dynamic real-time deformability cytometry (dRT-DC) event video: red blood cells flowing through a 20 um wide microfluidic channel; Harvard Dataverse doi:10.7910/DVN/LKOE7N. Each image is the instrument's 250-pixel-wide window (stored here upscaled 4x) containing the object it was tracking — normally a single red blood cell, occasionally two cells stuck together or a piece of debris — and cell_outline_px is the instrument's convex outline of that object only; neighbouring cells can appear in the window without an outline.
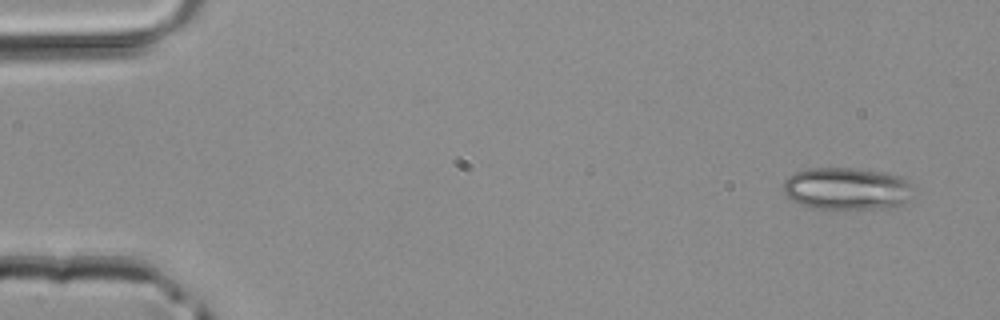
{"species": "common noctule bat (a hibernating species)", "species_latin": "Nyctalus noctula", "temperature_condition": "room temperature", "stored_images_in_passage": 3, "camera_frame_rate_fps": 3000, "um_per_image_px": 0.085, "animal": {"sex": "male", "body_mass_g": 20.4}, "frame": {"image": 1, "passage_image": 1, "time_ms": 0.0, "image_size_px": [1000, 320], "cell_outline_px": [[912, 196], [904, 204], [880, 208], [812, 208], [800, 204], [792, 200], [784, 192], [784, 180], [788, 176], [796, 172], [808, 168], [852, 168], [888, 172], [904, 176], [912, 184]], "centroid_in_image_um": [72.02, 16.01], "position_along_channel_um": 13.0, "area_um2": 32.25}}